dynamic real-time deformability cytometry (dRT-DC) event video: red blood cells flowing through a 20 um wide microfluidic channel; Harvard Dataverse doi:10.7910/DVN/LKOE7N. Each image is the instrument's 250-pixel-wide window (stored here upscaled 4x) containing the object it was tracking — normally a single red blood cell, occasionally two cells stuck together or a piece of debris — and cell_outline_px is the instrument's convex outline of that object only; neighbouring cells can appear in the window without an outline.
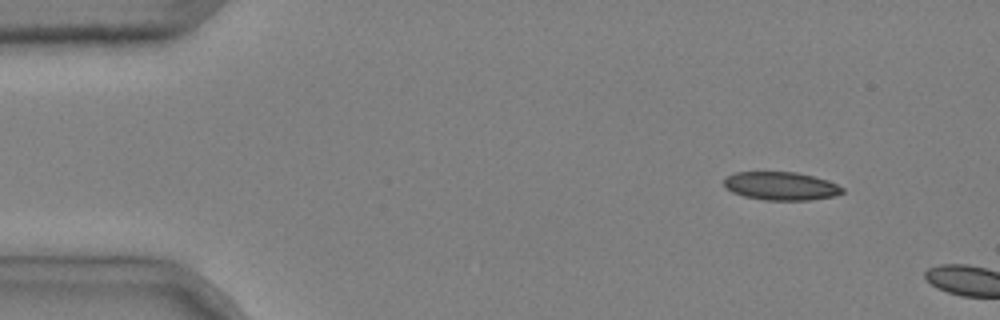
{"species": "common noctule bat (a hibernating species)", "species_latin": "Nyctalus noctula", "temperature_condition": "cold", "stored_images_in_passage": 2, "camera_frame_rate_fps": 3000, "um_per_image_px": 0.085, "animal": {"sex": "male", "body_mass_g": 20.4}, "frame": {"image": 1, "passage_image": 1, "time_ms": 0.0, "image_size_px": [1000, 320], "cell_outline_px": [[844, 192], [832, 196], [808, 200], [764, 200], [744, 196], [732, 192], [724, 188], [724, 180], [728, 176], [736, 172], [796, 172], [828, 180], [844, 188]], "centroid_in_image_um": [66.36, 15.81], "position_along_channel_um": 18.6, "area_um2": 19.42}}